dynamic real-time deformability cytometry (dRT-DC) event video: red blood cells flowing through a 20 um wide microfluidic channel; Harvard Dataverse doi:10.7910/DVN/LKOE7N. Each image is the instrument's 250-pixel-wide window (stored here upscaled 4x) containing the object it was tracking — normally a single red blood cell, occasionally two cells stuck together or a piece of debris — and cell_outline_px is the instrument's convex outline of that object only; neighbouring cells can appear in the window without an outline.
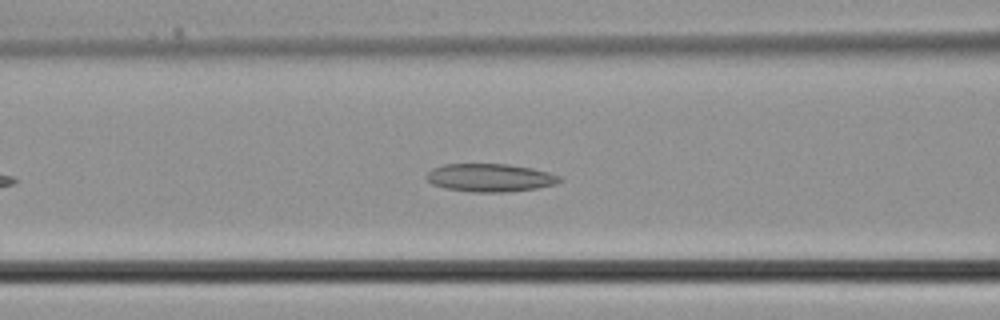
{"species": "common noctule bat (a hibernating species)", "species_latin": "Nyctalus noctula", "temperature_condition": "cold", "stored_images_in_passage": 31, "camera_frame_rate_fps": 3000, "um_per_image_px": 0.085, "animal": {"sex": "male", "body_mass_g": 21.5, "forearm_length_mm": 52.0}, "frame": {"image": 1, "passage_image": 8, "time_ms": 2.333, "image_size_px": [1000, 320], "cell_outline_px": [[564, 180], [556, 184], [536, 188], [508, 192], [472, 192], [444, 188], [432, 184], [424, 176], [432, 168], [444, 164], [508, 164], [532, 168], [548, 172], [560, 176]], "centroid_in_image_um": [41.65, 15.1], "position_along_channel_um": 124.9, "area_um2": 21.91}}
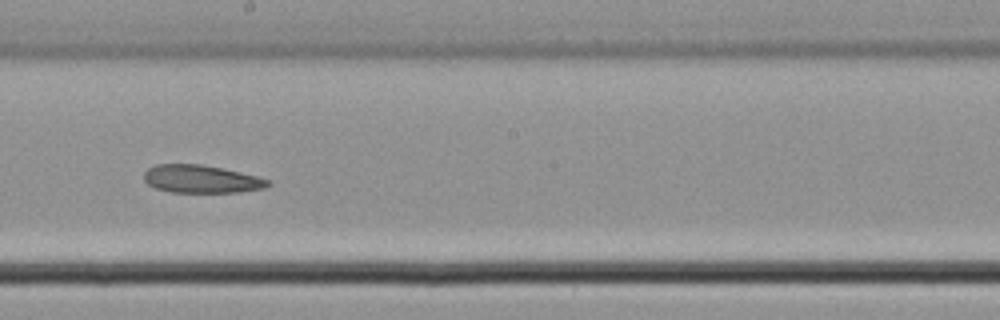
{"frame": {"image": 2, "passage_image": 14, "time_ms": 4.333, "image_size_px": [1000, 320], "cell_outline_px": [[272, 184], [264, 188], [240, 192], [172, 192], [156, 188], [148, 184], [144, 180], [144, 172], [148, 168], [156, 164], [200, 164], [240, 172], [256, 176], [268, 180]], "centroid_in_image_um": [17.09, 15.22], "position_along_channel_um": 231.1, "area_um2": 20.0}}
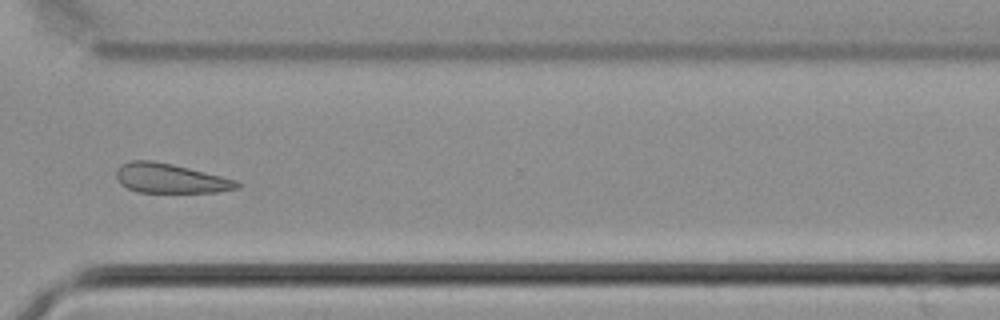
{"frame": {"image": 3, "passage_image": 21, "time_ms": 6.667, "image_size_px": [1000, 320], "cell_outline_px": [[240, 188], [216, 192], [136, 192], [120, 184], [116, 176], [116, 168], [120, 164], [132, 160], [152, 160], [172, 164], [240, 180]], "centroid_in_image_um": [14.48, 15.15], "position_along_channel_um": 356.1, "area_um2": 20.98}}